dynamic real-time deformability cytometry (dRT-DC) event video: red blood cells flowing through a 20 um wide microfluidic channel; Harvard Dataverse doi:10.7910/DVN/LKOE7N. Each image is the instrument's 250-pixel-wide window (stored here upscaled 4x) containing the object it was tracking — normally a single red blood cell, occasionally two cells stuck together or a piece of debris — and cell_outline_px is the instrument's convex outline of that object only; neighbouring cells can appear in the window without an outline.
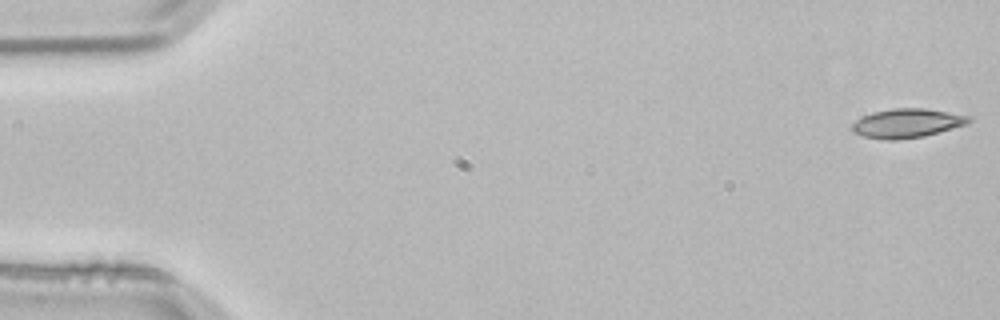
{"species": "common noctule bat (a hibernating species)", "species_latin": "Nyctalus noctula", "temperature_condition": "room temperature", "stored_images_in_passage": 12, "camera_frame_rate_fps": 3000, "um_per_image_px": 0.085, "animal": {"sex": "male", "body_mass_g": 21.5, "forearm_length_mm": 52.0}, "frame": {"image": 1, "passage_image": 1, "time_ms": 0.0, "image_size_px": [1000, 320], "cell_outline_px": [[972, 120], [968, 124], [924, 136], [896, 140], [888, 140], [864, 136], [852, 132], [852, 124], [856, 120], [872, 112], [892, 108], [924, 108], [972, 116]], "centroid_in_image_um": [77.12, 10.47], "position_along_channel_um": 7.9, "area_um2": 19.77}}